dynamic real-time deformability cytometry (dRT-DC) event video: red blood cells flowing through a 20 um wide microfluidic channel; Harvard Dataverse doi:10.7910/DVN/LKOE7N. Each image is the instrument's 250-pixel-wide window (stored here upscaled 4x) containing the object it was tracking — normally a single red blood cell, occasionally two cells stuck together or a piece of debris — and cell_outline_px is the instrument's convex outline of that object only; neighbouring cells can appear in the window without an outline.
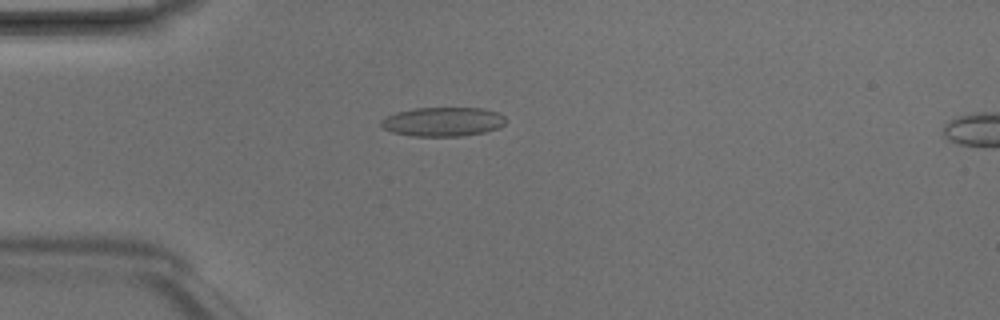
{"species": "Egyptian fruit bat (a non-hibernating species)", "species_latin": "Rousettus aegyptiacus", "temperature_condition": "room temperature", "stored_images_in_passage": 4, "camera_frame_rate_fps": 3000, "um_per_image_px": 0.085, "animal": {"sex": "male"}, "frame": {"image": 1, "passage_image": 3, "time_ms": 0.667, "image_size_px": [1000, 320], "cell_outline_px": [[508, 120], [500, 128], [484, 132], [464, 136], [412, 136], [392, 132], [384, 128], [380, 124], [380, 120], [396, 112], [416, 108], [480, 108], [496, 112], [504, 116]], "centroid_in_image_um": [37.67, 10.35], "position_along_channel_um": 47.3, "area_um2": 21.21}}